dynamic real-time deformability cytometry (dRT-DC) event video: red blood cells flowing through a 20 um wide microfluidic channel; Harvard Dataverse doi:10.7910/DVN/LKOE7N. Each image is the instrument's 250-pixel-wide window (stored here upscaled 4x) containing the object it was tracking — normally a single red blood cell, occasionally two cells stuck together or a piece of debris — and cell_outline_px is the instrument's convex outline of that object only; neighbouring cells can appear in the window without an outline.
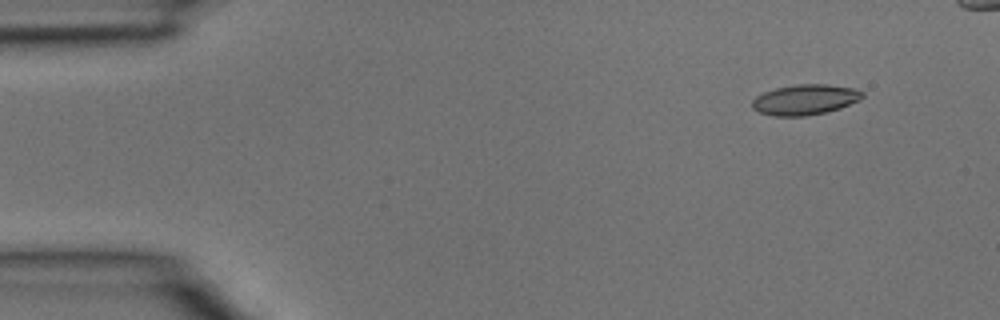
{"species": "common noctule bat (a hibernating species)", "species_latin": "Nyctalus noctula", "temperature_condition": "room temperature", "stored_images_in_passage": 4, "camera_frame_rate_fps": 3000, "um_per_image_px": 0.085, "animal": {"sex": "male", "body_mass_g": 15.6}, "frame": {"image": 1, "passage_image": 1, "time_ms": 0.0, "image_size_px": [1000, 320], "cell_outline_px": [[864, 96], [860, 100], [840, 108], [828, 112], [804, 116], [776, 116], [760, 112], [752, 108], [752, 100], [756, 96], [764, 92], [776, 88], [800, 84], [828, 84], [856, 88], [864, 92]], "centroid_in_image_um": [68.47, 8.46], "position_along_channel_um": 16.5, "area_um2": 19.59}}